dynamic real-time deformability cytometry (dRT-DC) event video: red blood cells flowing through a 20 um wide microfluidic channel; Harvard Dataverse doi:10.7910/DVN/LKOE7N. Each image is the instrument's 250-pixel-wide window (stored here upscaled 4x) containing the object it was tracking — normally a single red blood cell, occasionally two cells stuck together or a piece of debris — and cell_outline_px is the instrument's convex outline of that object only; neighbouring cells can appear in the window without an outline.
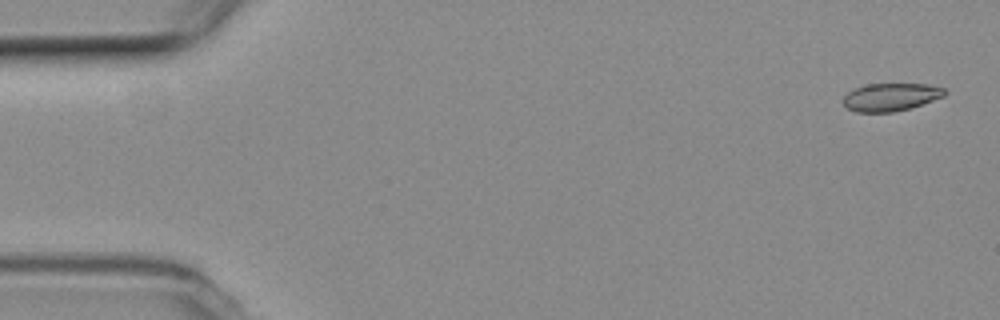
{"species": "common noctule bat (a hibernating species)", "species_latin": "Nyctalus noctula", "temperature_condition": "room temperature", "stored_images_in_passage": 4, "camera_frame_rate_fps": 3000, "um_per_image_px": 0.085, "animal": {"sex": "female", "body_mass_g": 19.3, "forearm_length_mm": 54.1}, "frame": {"image": 1, "passage_image": 1, "time_ms": 0.0, "image_size_px": [1000, 320], "cell_outline_px": [[948, 92], [944, 96], [912, 108], [892, 112], [856, 112], [848, 108], [844, 104], [844, 96], [852, 88], [868, 84], [928, 84], [944, 88]], "centroid_in_image_um": [75.73, 8.24], "position_along_channel_um": 9.3, "area_um2": 16.53}}
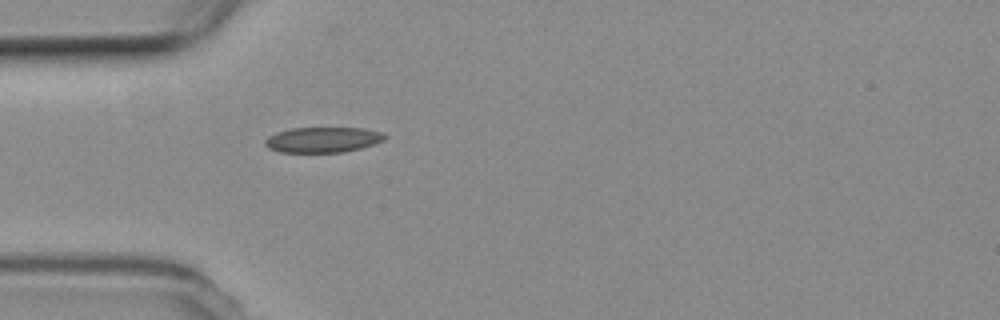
{"frame": {"image": 2, "passage_image": 4, "time_ms": 1.0, "image_size_px": [1000, 320], "cell_outline_px": [[388, 136], [384, 140], [360, 148], [344, 152], [280, 152], [268, 148], [264, 144], [264, 140], [268, 136], [276, 132], [292, 128], [364, 128], [384, 132]], "centroid_in_image_um": [27.44, 11.87], "position_along_channel_um": 57.6, "area_um2": 17.8}}